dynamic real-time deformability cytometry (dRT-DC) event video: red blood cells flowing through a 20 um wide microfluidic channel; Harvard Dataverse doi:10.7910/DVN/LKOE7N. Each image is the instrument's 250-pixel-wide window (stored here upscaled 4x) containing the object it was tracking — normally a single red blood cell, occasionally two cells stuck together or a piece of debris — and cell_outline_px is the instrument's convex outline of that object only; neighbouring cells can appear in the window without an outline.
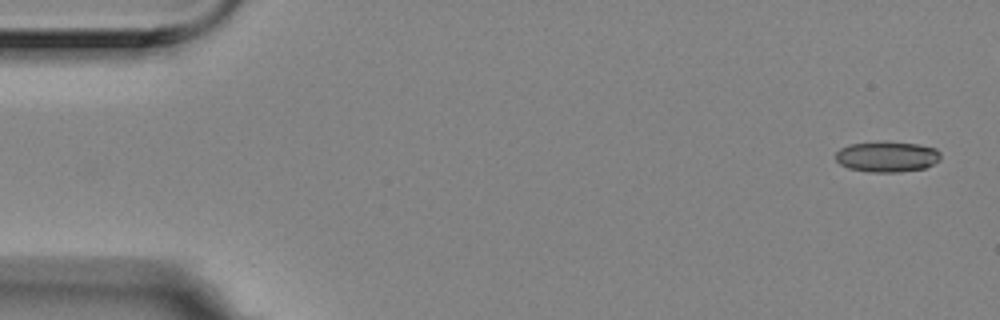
{"species": "Egyptian fruit bat (a non-hibernating species)", "species_latin": "Rousettus aegyptiacus", "temperature_condition": "room temperature", "stored_images_in_passage": 4, "camera_frame_rate_fps": 3000, "um_per_image_px": 0.085, "animal": {"sex": "female"}, "frame": {"image": 1, "passage_image": 1, "time_ms": 0.0, "image_size_px": [1000, 320], "cell_outline_px": [[940, 160], [924, 168], [900, 172], [868, 172], [848, 168], [840, 164], [836, 160], [836, 152], [840, 148], [848, 144], [880, 140], [888, 140], [916, 144], [936, 148], [940, 152]], "centroid_in_image_um": [75.37, 13.29], "position_along_channel_um": 9.6, "area_um2": 19.19}}